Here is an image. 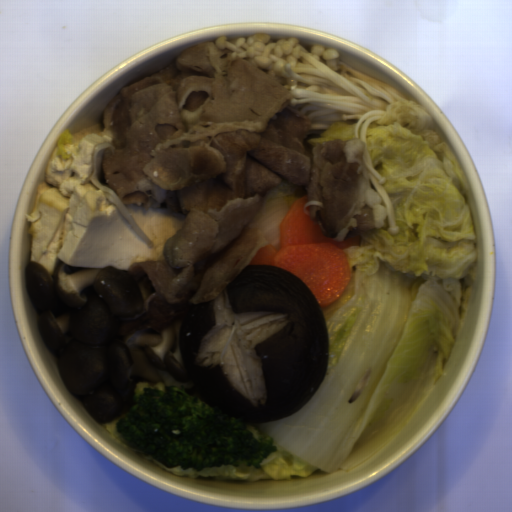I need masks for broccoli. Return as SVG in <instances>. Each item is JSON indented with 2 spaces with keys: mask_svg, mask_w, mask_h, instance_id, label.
I'll return each mask as SVG.
<instances>
[{
  "mask_svg": "<svg viewBox=\"0 0 512 512\" xmlns=\"http://www.w3.org/2000/svg\"><path fill=\"white\" fill-rule=\"evenodd\" d=\"M128 447L168 468L221 465L260 468L278 452L253 423L228 418L181 386L140 381L130 412L115 421Z\"/></svg>",
  "mask_w": 512,
  "mask_h": 512,
  "instance_id": "obj_1",
  "label": "broccoli"
}]
</instances>
